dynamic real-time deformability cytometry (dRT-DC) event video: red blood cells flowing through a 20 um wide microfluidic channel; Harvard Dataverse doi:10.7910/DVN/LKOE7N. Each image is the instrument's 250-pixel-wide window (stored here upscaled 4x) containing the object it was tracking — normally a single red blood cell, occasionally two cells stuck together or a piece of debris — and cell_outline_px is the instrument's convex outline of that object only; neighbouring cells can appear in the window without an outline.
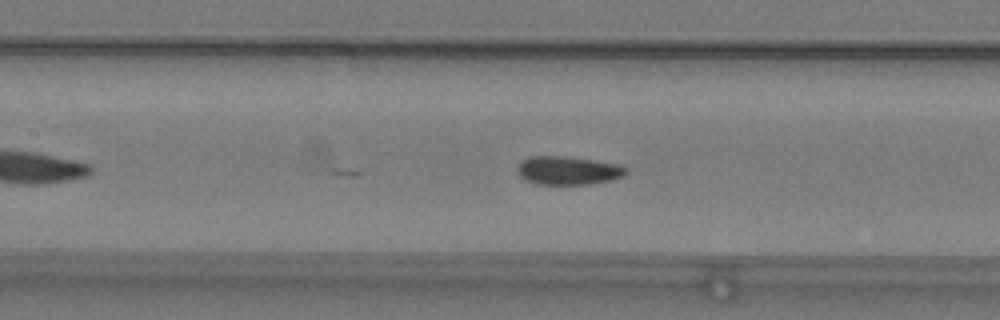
{"species": "common noctule bat (a hibernating species)", "species_latin": "Nyctalus noctula", "temperature_condition": "warm", "stored_images_in_passage": 11, "camera_frame_rate_fps": 3000, "um_per_image_px": 0.085, "animal": {"sex": "male", "body_mass_g": 19.2, "forearm_length_mm": 51.8}, "frame": {"image": 1, "passage_image": 9, "time_ms": 2.667, "image_size_px": [1000, 320], "cell_outline_px": [[628, 172], [612, 180], [588, 184], [536, 184], [520, 176], [516, 172], [516, 168], [528, 156], [564, 156], [592, 160], [616, 164], [628, 168]], "centroid_in_image_um": [48.26, 14.49], "position_along_channel_um": 159.1, "area_um2": 17.8}}